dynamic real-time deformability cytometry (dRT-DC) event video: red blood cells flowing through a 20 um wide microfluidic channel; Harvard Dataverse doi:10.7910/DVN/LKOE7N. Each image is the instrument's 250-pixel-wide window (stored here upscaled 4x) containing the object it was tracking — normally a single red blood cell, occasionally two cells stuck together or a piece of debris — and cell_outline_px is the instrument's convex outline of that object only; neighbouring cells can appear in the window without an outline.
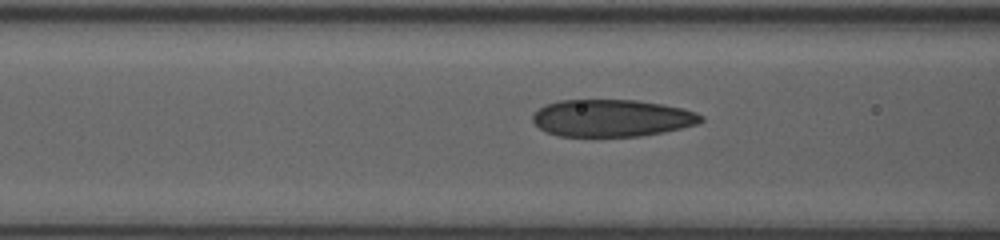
{"species": "human", "species_latin": "Homo sapiens", "temperature_condition": "room temperature", "stored_images_in_passage": 16, "camera_frame_rate_fps": 3000, "um_per_image_px": 0.085, "donor": {"sex": "female"}, "frame": {"image": 1, "passage_image": 11, "time_ms": 5.333, "image_size_px": [1000, 240], "cell_outline_px": [[704, 120], [696, 124], [664, 132], [640, 136], [560, 136], [548, 132], [540, 128], [532, 120], [532, 116], [544, 104], [560, 100], [636, 100], [664, 104], [696, 112], [704, 116]], "centroid_in_image_um": [52.02, 10.03], "position_along_channel_um": 114.6, "area_um2": 36.36}}
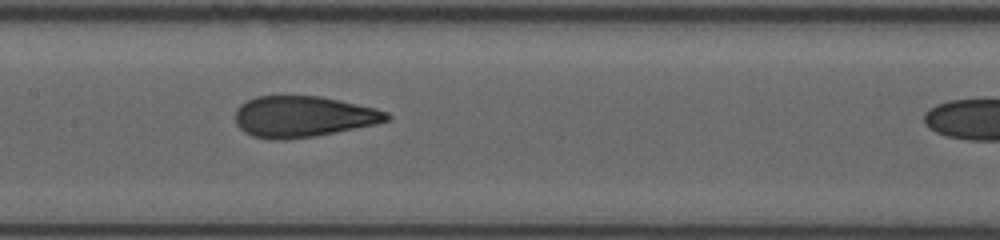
{"frame": {"image": 2, "passage_image": 14, "time_ms": 7.0, "image_size_px": [1000, 240], "cell_outline_px": [[392, 116], [388, 120], [376, 124], [336, 132], [312, 136], [284, 140], [272, 140], [252, 136], [244, 132], [236, 124], [236, 108], [240, 104], [256, 96], [320, 96], [340, 100], [376, 108], [388, 112]], "centroid_in_image_um": [25.76, 9.91], "position_along_channel_um": 181.6, "area_um2": 36.3}}